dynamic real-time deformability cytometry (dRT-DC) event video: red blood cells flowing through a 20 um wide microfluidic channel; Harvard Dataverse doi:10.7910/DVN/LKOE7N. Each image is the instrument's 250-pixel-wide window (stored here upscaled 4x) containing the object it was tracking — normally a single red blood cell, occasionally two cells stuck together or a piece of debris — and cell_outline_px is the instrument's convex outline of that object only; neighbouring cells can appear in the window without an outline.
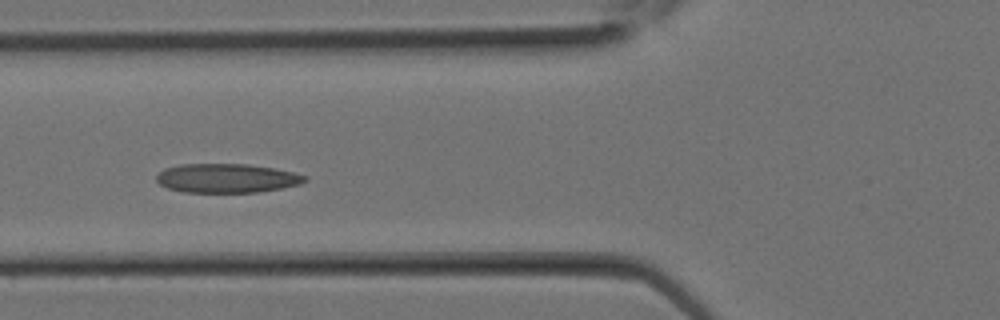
{"species": "Egyptian fruit bat (a non-hibernating species)", "species_latin": "Rousettus aegyptiacus", "temperature_condition": "room temperature", "stored_images_in_passage": 13, "camera_frame_rate_fps": 3000, "um_per_image_px": 0.085, "animal": {"sex": "female"}, "frame": {"image": 1, "passage_image": 10, "time_ms": 3.0, "image_size_px": [1000, 320], "cell_outline_px": [[308, 180], [300, 184], [280, 188], [256, 192], [184, 192], [168, 188], [160, 184], [156, 180], [156, 176], [164, 168], [180, 164], [248, 164], [276, 168], [308, 176]], "centroid_in_image_um": [19.28, 15.14], "position_along_channel_um": 106.5, "area_um2": 25.14}}
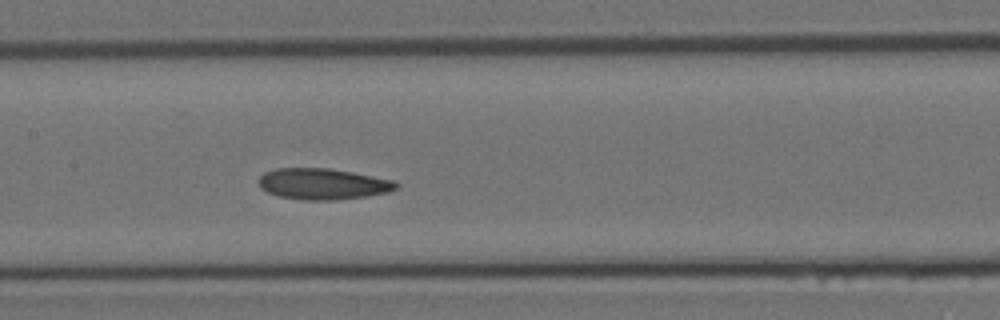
{"frame": {"image": 2, "passage_image": 13, "time_ms": 4.0, "image_size_px": [1000, 320], "cell_outline_px": [[400, 184], [396, 188], [388, 192], [364, 196], [332, 200], [304, 200], [280, 196], [268, 192], [260, 188], [260, 176], [264, 172], [276, 168], [328, 168], [352, 172], [396, 180]], "centroid_in_image_um": [27.46, 15.62], "position_along_channel_um": 179.9, "area_um2": 24.8}}